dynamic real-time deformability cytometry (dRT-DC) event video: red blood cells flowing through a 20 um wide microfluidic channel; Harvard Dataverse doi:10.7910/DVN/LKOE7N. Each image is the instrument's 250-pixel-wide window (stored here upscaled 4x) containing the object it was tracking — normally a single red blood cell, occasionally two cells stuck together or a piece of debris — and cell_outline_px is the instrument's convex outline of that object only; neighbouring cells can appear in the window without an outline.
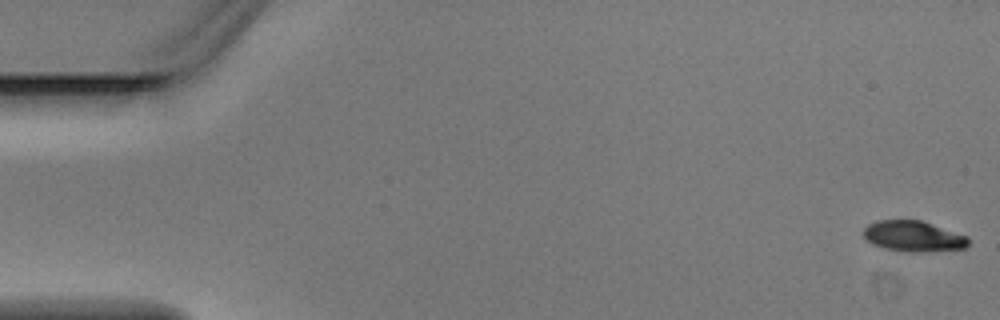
{"species": "Egyptian fruit bat (a non-hibernating species)", "species_latin": "Rousettus aegyptiacus", "temperature_condition": "warm", "stored_images_in_passage": 6, "camera_frame_rate_fps": 3000, "um_per_image_px": 0.085, "animal": {"sex": "male"}, "frame": {"image": 1, "passage_image": 1, "time_ms": 0.0, "image_size_px": [1000, 320], "cell_outline_px": [[968, 244], [964, 248], [920, 252], [904, 252], [884, 248], [872, 244], [860, 232], [868, 224], [876, 220], [920, 220], [968, 236]], "centroid_in_image_um": [77.58, 20.08], "position_along_channel_um": 7.4, "area_um2": 18.79}}
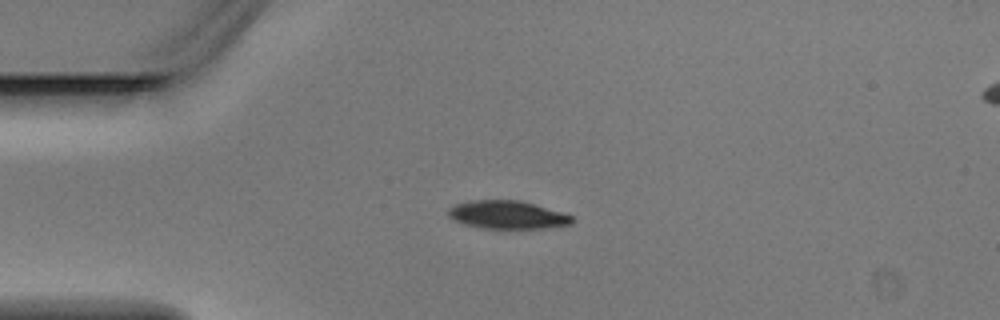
{"frame": {"image": 2, "passage_image": 4, "time_ms": 1.0, "image_size_px": [1000, 320], "cell_outline_px": [[572, 224], [544, 228], [480, 228], [464, 224], [448, 216], [448, 212], [456, 204], [472, 200], [520, 200], [560, 212], [572, 216]], "centroid_in_image_um": [43.12, 18.26], "position_along_channel_um": 41.9, "area_um2": 19.88}}
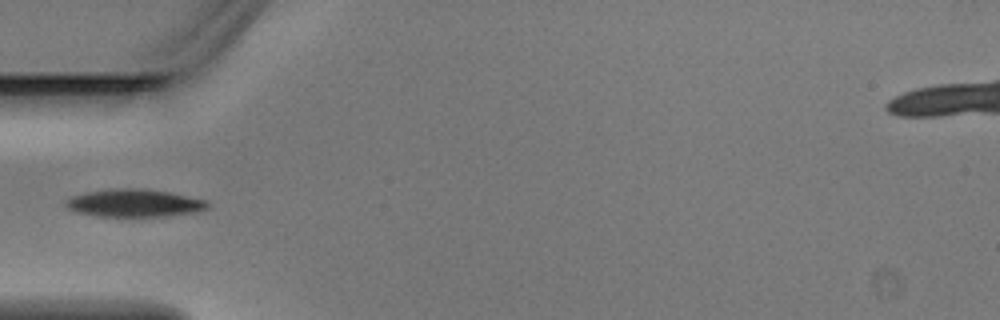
{"frame": {"image": 3, "passage_image": 5, "time_ms": 1.333, "image_size_px": [1000, 320], "cell_outline_px": [[208, 208], [196, 212], [160, 216], [100, 216], [76, 212], [68, 208], [64, 204], [64, 200], [72, 196], [88, 192], [112, 188], [140, 188], [168, 192], [208, 200]], "centroid_in_image_um": [11.4, 17.25], "position_along_channel_um": 73.6, "area_um2": 22.77}}